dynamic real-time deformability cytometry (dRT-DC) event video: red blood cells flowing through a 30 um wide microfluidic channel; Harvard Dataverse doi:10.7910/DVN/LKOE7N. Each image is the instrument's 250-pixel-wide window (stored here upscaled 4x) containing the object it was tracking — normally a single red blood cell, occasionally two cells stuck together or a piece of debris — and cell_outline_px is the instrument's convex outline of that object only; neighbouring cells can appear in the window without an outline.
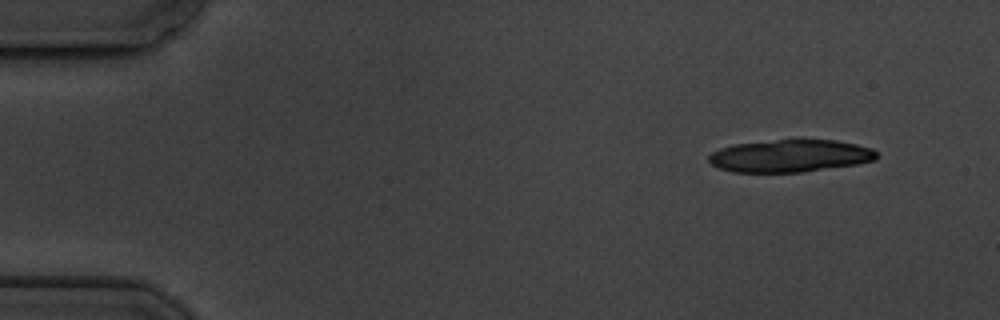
{"species": "common noctule bat (a hibernating species)", "species_latin": "Nyctalus noctula", "temperature_condition": "cold", "stored_images_in_passage": 9, "segment_of_instrument_passage": [1, 2], "camera_frame_rate_fps": 3000, "um_per_image_px": 0.085, "animal": {"sex": "male", "body_mass_g": 19.5, "forearm_length_mm": 54.6}, "frame": {"image": 1, "passage_image": 1, "time_ms": 0.0, "image_size_px": [1000, 320], "cell_outline_px": [[876, 160], [856, 164], [800, 172], [732, 172], [720, 168], [712, 164], [708, 160], [708, 156], [712, 152], [720, 148], [732, 144], [776, 140], [836, 140], [856, 144], [872, 148], [876, 152]], "centroid_in_image_um": [67.13, 13.25], "position_along_channel_um": 17.9, "area_um2": 31.56}}